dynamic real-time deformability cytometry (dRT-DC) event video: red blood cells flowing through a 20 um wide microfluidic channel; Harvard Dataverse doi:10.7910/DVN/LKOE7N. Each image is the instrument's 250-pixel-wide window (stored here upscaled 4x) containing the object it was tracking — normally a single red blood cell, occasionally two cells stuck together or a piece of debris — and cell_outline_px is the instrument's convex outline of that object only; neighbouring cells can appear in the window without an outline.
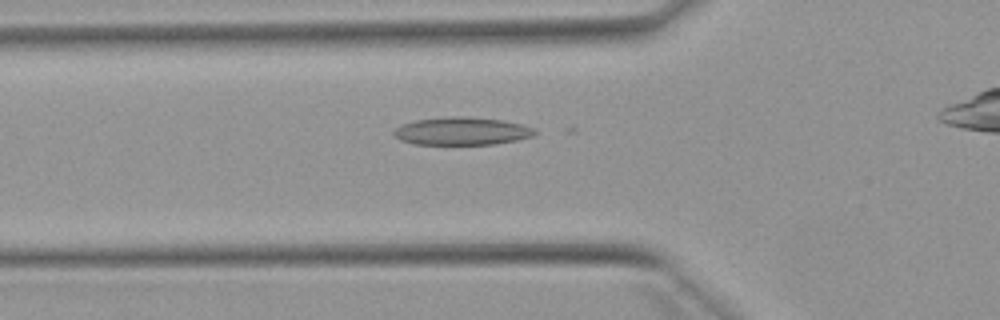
{"species": "Egyptian fruit bat (a non-hibernating species)", "species_latin": "Rousettus aegyptiacus", "temperature_condition": "warm", "stored_images_in_passage": 39, "camera_frame_rate_fps": 3000, "um_per_image_px": 0.085, "animal": {"sex": "female"}, "frame": {"image": 1, "passage_image": 11, "time_ms": 3.333, "image_size_px": [1000, 320], "cell_outline_px": [[536, 132], [532, 136], [516, 140], [496, 144], [412, 144], [400, 140], [392, 132], [392, 128], [400, 124], [416, 120], [448, 116], [464, 116], [504, 120], [536, 128]], "centroid_in_image_um": [39.21, 11.14], "position_along_channel_um": 86.6, "area_um2": 23.06}}
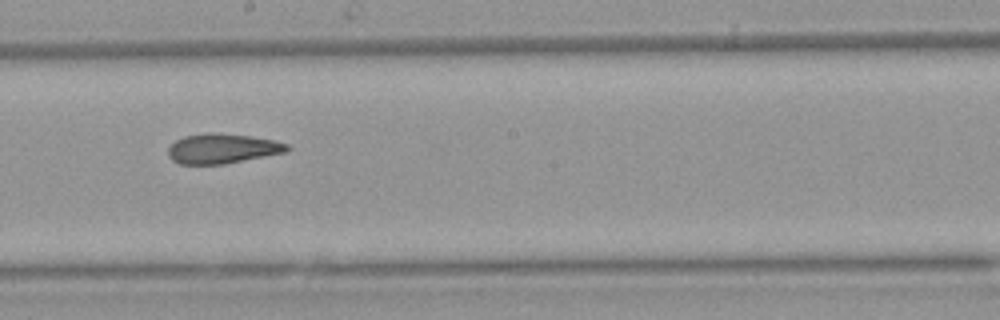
{"frame": {"image": 2, "passage_image": 22, "time_ms": 7.0, "image_size_px": [1000, 320], "cell_outline_px": [[292, 148], [288, 152], [224, 164], [180, 164], [172, 160], [168, 156], [168, 148], [176, 140], [184, 136], [204, 132], [212, 132], [252, 136], [272, 140], [288, 144]], "centroid_in_image_um": [18.91, 12.62], "position_along_channel_um": 229.3, "area_um2": 20.87}}
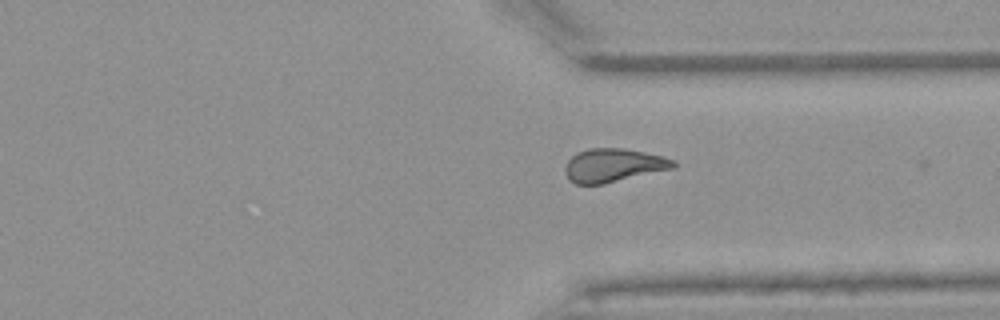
{"frame": {"image": 3, "passage_image": 32, "time_ms": 10.333, "image_size_px": [1000, 320], "cell_outline_px": [[676, 168], [604, 184], [576, 184], [568, 180], [564, 172], [564, 168], [568, 160], [576, 152], [588, 148], [624, 148], [664, 156], [676, 160]], "centroid_in_image_um": [52.15, 14.05], "position_along_channel_um": 359.3, "area_um2": 21.5}, "authors_computed_cell_mechanics": {"area_um2": 21.3282, "velocity_mm_per_s": 3.9014, "shape_relaxation_time_tau1_ms": null, "shape_relaxation_time_tau2_ms": 3.8201, "deformation_change_tau1": null, "deformation_change_tau2": 0.1235}}